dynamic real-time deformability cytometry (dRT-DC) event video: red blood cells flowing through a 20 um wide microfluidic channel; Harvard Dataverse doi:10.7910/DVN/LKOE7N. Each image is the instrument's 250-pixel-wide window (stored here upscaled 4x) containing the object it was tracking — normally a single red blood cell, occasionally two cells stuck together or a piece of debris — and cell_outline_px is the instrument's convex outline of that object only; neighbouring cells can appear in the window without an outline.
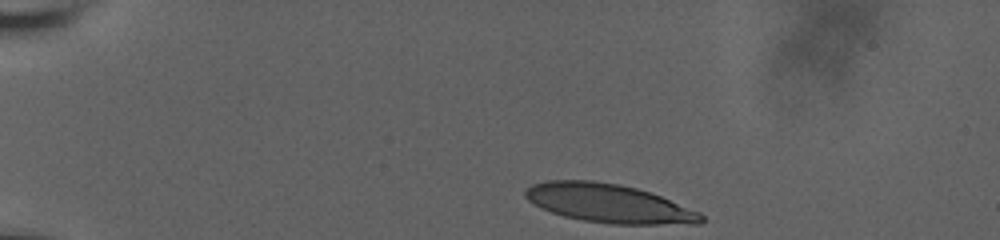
{"species": "human", "species_latin": "Homo sapiens", "temperature_condition": "room temperature", "stored_images_in_passage": 40, "camera_frame_rate_fps": 3000, "um_per_image_px": 0.085, "donor": {"sex": "male"}, "frame": {"image": 1, "passage_image": 1, "time_ms": 0.0, "image_size_px": [1000, 240], "cell_outline_px": [[704, 220], [700, 224], [608, 224], [584, 220], [564, 216], [540, 208], [528, 200], [524, 196], [524, 192], [532, 184], [544, 180], [592, 180], [620, 184], [652, 192], [700, 212], [704, 216]], "centroid_in_image_um": [51.76, 17.28], "position_along_channel_um": 33.2, "area_um2": 39.88}}
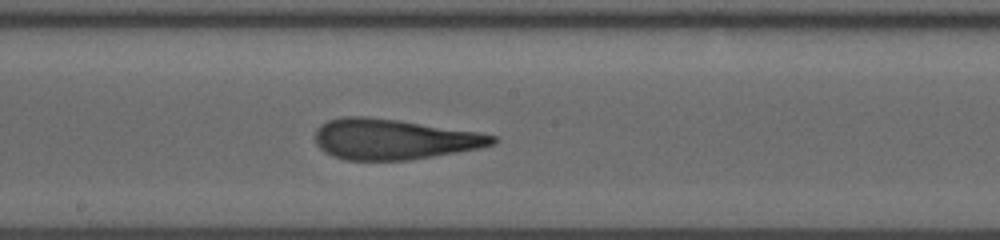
{"frame": {"image": 2, "passage_image": 26, "time_ms": 7.0, "image_size_px": [1000, 240], "cell_outline_px": [[496, 144], [480, 148], [408, 160], [348, 160], [332, 156], [324, 152], [316, 144], [316, 128], [320, 124], [328, 120], [340, 116], [368, 116], [400, 120], [480, 132], [496, 136]], "centroid_in_image_um": [33.45, 11.82], "position_along_channel_um": 214.8, "area_um2": 42.08}}
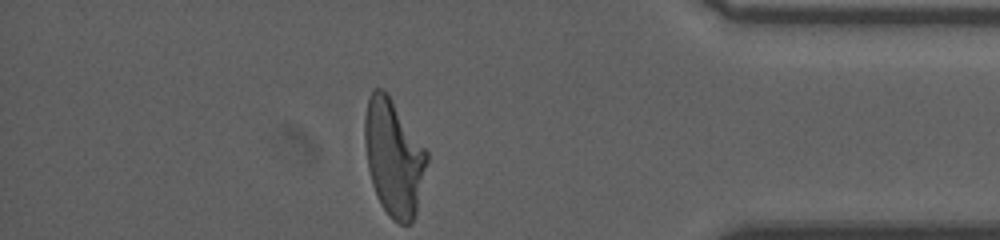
{"frame": {"image": 3, "passage_image": 40, "time_ms": 12.667, "image_size_px": [1000, 240], "cell_outline_px": [[428, 160], [416, 212], [412, 224], [400, 224], [392, 220], [388, 216], [380, 204], [372, 184], [368, 168], [364, 144], [364, 116], [368, 96], [372, 88], [380, 88], [388, 96], [428, 152]], "centroid_in_image_um": [33.44, 13.44], "position_along_channel_um": 401.8, "area_um2": 41.96}, "authors_computed_cell_mechanics": {"area_um2": 41.4715, "velocity_mm_per_s": 3.7747, "shape_relaxation_time_tau1_ms": 7.233, "shape_relaxation_time_tau2_ms": 1.4432, "deformation_change_tau1": 0.2785, "deformation_change_tau2": 0.1247}}